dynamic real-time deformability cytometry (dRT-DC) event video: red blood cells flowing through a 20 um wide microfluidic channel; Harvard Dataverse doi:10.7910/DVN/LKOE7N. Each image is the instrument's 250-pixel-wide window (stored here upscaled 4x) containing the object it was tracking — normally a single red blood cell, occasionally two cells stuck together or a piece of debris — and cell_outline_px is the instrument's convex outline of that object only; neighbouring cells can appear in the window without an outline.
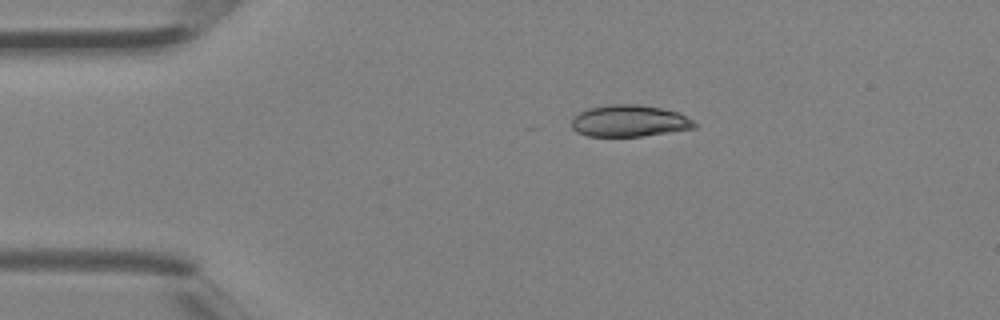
{"species": "Egyptian fruit bat (a non-hibernating species)", "species_latin": "Rousettus aegyptiacus", "temperature_condition": "room temperature", "stored_images_in_passage": 3, "camera_frame_rate_fps": 3000, "um_per_image_px": 0.085, "animal": {"sex": "female"}, "frame": {"image": 1, "passage_image": 1, "time_ms": 0.0, "image_size_px": [1000, 320], "cell_outline_px": [[696, 128], [640, 136], [588, 136], [576, 132], [572, 128], [572, 116], [588, 108], [608, 104], [636, 104], [660, 108], [680, 112], [692, 120], [696, 124]], "centroid_in_image_um": [53.47, 10.27], "position_along_channel_um": 31.5, "area_um2": 22.72}}
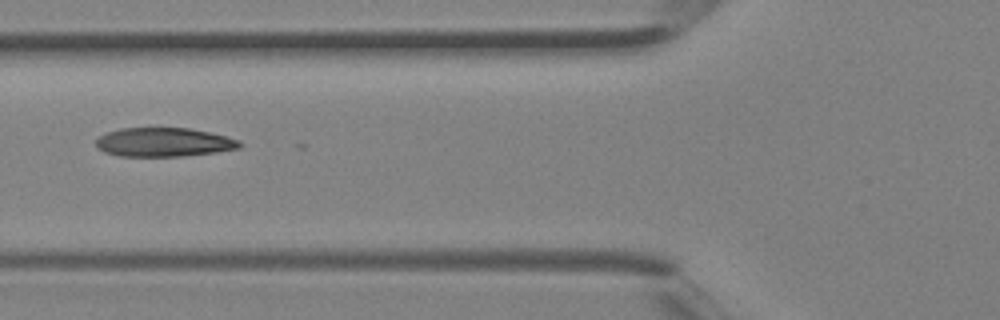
{"frame": {"image": 2, "passage_image": 3, "time_ms": 0.667, "image_size_px": [1000, 320], "cell_outline_px": [[244, 144], [240, 148], [216, 152], [184, 156], [120, 156], [104, 152], [96, 148], [96, 140], [100, 136], [108, 132], [120, 128], [188, 128], [208, 132], [240, 140]], "centroid_in_image_um": [13.93, 12.09], "position_along_channel_um": 111.9, "area_um2": 24.22}}